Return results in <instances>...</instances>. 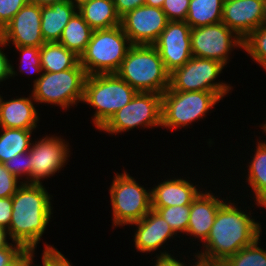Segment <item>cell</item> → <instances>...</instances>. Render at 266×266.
I'll return each mask as SVG.
<instances>
[{
  "label": "cell",
  "mask_w": 266,
  "mask_h": 266,
  "mask_svg": "<svg viewBox=\"0 0 266 266\" xmlns=\"http://www.w3.org/2000/svg\"><path fill=\"white\" fill-rule=\"evenodd\" d=\"M22 182L12 196V218L7 229L12 241L35 250L51 218L50 195L42 184Z\"/></svg>",
  "instance_id": "6da1fadb"
},
{
  "label": "cell",
  "mask_w": 266,
  "mask_h": 266,
  "mask_svg": "<svg viewBox=\"0 0 266 266\" xmlns=\"http://www.w3.org/2000/svg\"><path fill=\"white\" fill-rule=\"evenodd\" d=\"M261 226L231 203H224L218 210L208 238L204 241V253L199 256L224 262L240 249L259 240Z\"/></svg>",
  "instance_id": "7a4b0ae2"
},
{
  "label": "cell",
  "mask_w": 266,
  "mask_h": 266,
  "mask_svg": "<svg viewBox=\"0 0 266 266\" xmlns=\"http://www.w3.org/2000/svg\"><path fill=\"white\" fill-rule=\"evenodd\" d=\"M116 74L137 92L162 95L170 86V73L153 45H132Z\"/></svg>",
  "instance_id": "3957f363"
},
{
  "label": "cell",
  "mask_w": 266,
  "mask_h": 266,
  "mask_svg": "<svg viewBox=\"0 0 266 266\" xmlns=\"http://www.w3.org/2000/svg\"><path fill=\"white\" fill-rule=\"evenodd\" d=\"M136 93L137 91L116 73L93 74L86 78L83 102L97 109L93 121L96 127L101 129Z\"/></svg>",
  "instance_id": "277c9868"
},
{
  "label": "cell",
  "mask_w": 266,
  "mask_h": 266,
  "mask_svg": "<svg viewBox=\"0 0 266 266\" xmlns=\"http://www.w3.org/2000/svg\"><path fill=\"white\" fill-rule=\"evenodd\" d=\"M131 46L121 25L93 30L91 39L80 56V64L87 75L116 73Z\"/></svg>",
  "instance_id": "5b68a950"
},
{
  "label": "cell",
  "mask_w": 266,
  "mask_h": 266,
  "mask_svg": "<svg viewBox=\"0 0 266 266\" xmlns=\"http://www.w3.org/2000/svg\"><path fill=\"white\" fill-rule=\"evenodd\" d=\"M87 73L80 62L60 72H43L34 80L33 100L57 104L62 108L83 101Z\"/></svg>",
  "instance_id": "8992f818"
},
{
  "label": "cell",
  "mask_w": 266,
  "mask_h": 266,
  "mask_svg": "<svg viewBox=\"0 0 266 266\" xmlns=\"http://www.w3.org/2000/svg\"><path fill=\"white\" fill-rule=\"evenodd\" d=\"M221 98L214 92L174 91L162 94L161 126L176 129L203 118Z\"/></svg>",
  "instance_id": "52a82bcc"
},
{
  "label": "cell",
  "mask_w": 266,
  "mask_h": 266,
  "mask_svg": "<svg viewBox=\"0 0 266 266\" xmlns=\"http://www.w3.org/2000/svg\"><path fill=\"white\" fill-rule=\"evenodd\" d=\"M109 191L115 226L132 225L152 209L151 191L139 186L127 172L115 175Z\"/></svg>",
  "instance_id": "ba28073f"
},
{
  "label": "cell",
  "mask_w": 266,
  "mask_h": 266,
  "mask_svg": "<svg viewBox=\"0 0 266 266\" xmlns=\"http://www.w3.org/2000/svg\"><path fill=\"white\" fill-rule=\"evenodd\" d=\"M223 67L224 65L219 61L192 56L182 67L170 73L169 88L183 92H214L223 98L231 87L221 82H212L219 76Z\"/></svg>",
  "instance_id": "9c48e42d"
},
{
  "label": "cell",
  "mask_w": 266,
  "mask_h": 266,
  "mask_svg": "<svg viewBox=\"0 0 266 266\" xmlns=\"http://www.w3.org/2000/svg\"><path fill=\"white\" fill-rule=\"evenodd\" d=\"M162 95L137 92L134 98L119 109L100 129L108 133H120L137 126H161Z\"/></svg>",
  "instance_id": "30bf717a"
},
{
  "label": "cell",
  "mask_w": 266,
  "mask_h": 266,
  "mask_svg": "<svg viewBox=\"0 0 266 266\" xmlns=\"http://www.w3.org/2000/svg\"><path fill=\"white\" fill-rule=\"evenodd\" d=\"M233 33L235 32L222 22L191 28L192 55L198 58L213 59L226 65L227 54L231 48L233 46L243 48V39Z\"/></svg>",
  "instance_id": "8fae6325"
},
{
  "label": "cell",
  "mask_w": 266,
  "mask_h": 266,
  "mask_svg": "<svg viewBox=\"0 0 266 266\" xmlns=\"http://www.w3.org/2000/svg\"><path fill=\"white\" fill-rule=\"evenodd\" d=\"M169 20L161 8L142 5L121 17V26L132 45H153Z\"/></svg>",
  "instance_id": "7c38bea8"
},
{
  "label": "cell",
  "mask_w": 266,
  "mask_h": 266,
  "mask_svg": "<svg viewBox=\"0 0 266 266\" xmlns=\"http://www.w3.org/2000/svg\"><path fill=\"white\" fill-rule=\"evenodd\" d=\"M190 38L191 27L185 21H169L153 44L169 73L192 58Z\"/></svg>",
  "instance_id": "4fadbf2b"
},
{
  "label": "cell",
  "mask_w": 266,
  "mask_h": 266,
  "mask_svg": "<svg viewBox=\"0 0 266 266\" xmlns=\"http://www.w3.org/2000/svg\"><path fill=\"white\" fill-rule=\"evenodd\" d=\"M0 39L5 45L13 42L15 47H41L45 41L41 32V6L28 3L0 31Z\"/></svg>",
  "instance_id": "5bb4252c"
},
{
  "label": "cell",
  "mask_w": 266,
  "mask_h": 266,
  "mask_svg": "<svg viewBox=\"0 0 266 266\" xmlns=\"http://www.w3.org/2000/svg\"><path fill=\"white\" fill-rule=\"evenodd\" d=\"M58 137H45L30 146L31 176L30 184H41V178H47L64 166L68 160L69 149ZM50 175V176H49Z\"/></svg>",
  "instance_id": "9a60e30c"
},
{
  "label": "cell",
  "mask_w": 266,
  "mask_h": 266,
  "mask_svg": "<svg viewBox=\"0 0 266 266\" xmlns=\"http://www.w3.org/2000/svg\"><path fill=\"white\" fill-rule=\"evenodd\" d=\"M264 0H224L222 23L245 39L263 25Z\"/></svg>",
  "instance_id": "2e32d148"
},
{
  "label": "cell",
  "mask_w": 266,
  "mask_h": 266,
  "mask_svg": "<svg viewBox=\"0 0 266 266\" xmlns=\"http://www.w3.org/2000/svg\"><path fill=\"white\" fill-rule=\"evenodd\" d=\"M132 224L138 226L134 239L135 247L143 253L157 250L175 234L164 218L153 209L140 221Z\"/></svg>",
  "instance_id": "e0dca14e"
},
{
  "label": "cell",
  "mask_w": 266,
  "mask_h": 266,
  "mask_svg": "<svg viewBox=\"0 0 266 266\" xmlns=\"http://www.w3.org/2000/svg\"><path fill=\"white\" fill-rule=\"evenodd\" d=\"M209 192L199 193L190 204L189 224L187 234L201 238L205 241L208 238L215 216L219 208L224 204Z\"/></svg>",
  "instance_id": "ac0fdd59"
},
{
  "label": "cell",
  "mask_w": 266,
  "mask_h": 266,
  "mask_svg": "<svg viewBox=\"0 0 266 266\" xmlns=\"http://www.w3.org/2000/svg\"><path fill=\"white\" fill-rule=\"evenodd\" d=\"M201 191L183 179L164 181L151 190L152 207L190 205Z\"/></svg>",
  "instance_id": "d6986e66"
},
{
  "label": "cell",
  "mask_w": 266,
  "mask_h": 266,
  "mask_svg": "<svg viewBox=\"0 0 266 266\" xmlns=\"http://www.w3.org/2000/svg\"><path fill=\"white\" fill-rule=\"evenodd\" d=\"M38 120V114L30 98L22 97L5 102L0 96L1 127L34 130Z\"/></svg>",
  "instance_id": "ffe728a7"
},
{
  "label": "cell",
  "mask_w": 266,
  "mask_h": 266,
  "mask_svg": "<svg viewBox=\"0 0 266 266\" xmlns=\"http://www.w3.org/2000/svg\"><path fill=\"white\" fill-rule=\"evenodd\" d=\"M76 9L70 0L41 7V32L45 43L60 40L66 24L76 13Z\"/></svg>",
  "instance_id": "44dd1931"
},
{
  "label": "cell",
  "mask_w": 266,
  "mask_h": 266,
  "mask_svg": "<svg viewBox=\"0 0 266 266\" xmlns=\"http://www.w3.org/2000/svg\"><path fill=\"white\" fill-rule=\"evenodd\" d=\"M77 9L93 30L121 25V17L116 12L114 0H90Z\"/></svg>",
  "instance_id": "7402d4cb"
},
{
  "label": "cell",
  "mask_w": 266,
  "mask_h": 266,
  "mask_svg": "<svg viewBox=\"0 0 266 266\" xmlns=\"http://www.w3.org/2000/svg\"><path fill=\"white\" fill-rule=\"evenodd\" d=\"M40 62L44 72H60L75 67L80 57L59 42H47L40 47Z\"/></svg>",
  "instance_id": "603a6c76"
},
{
  "label": "cell",
  "mask_w": 266,
  "mask_h": 266,
  "mask_svg": "<svg viewBox=\"0 0 266 266\" xmlns=\"http://www.w3.org/2000/svg\"><path fill=\"white\" fill-rule=\"evenodd\" d=\"M92 32L93 29L76 11L66 24L58 42L80 57L91 39Z\"/></svg>",
  "instance_id": "cb8c5ba5"
},
{
  "label": "cell",
  "mask_w": 266,
  "mask_h": 266,
  "mask_svg": "<svg viewBox=\"0 0 266 266\" xmlns=\"http://www.w3.org/2000/svg\"><path fill=\"white\" fill-rule=\"evenodd\" d=\"M224 0H190L185 22L196 28L222 21Z\"/></svg>",
  "instance_id": "d4e9b609"
},
{
  "label": "cell",
  "mask_w": 266,
  "mask_h": 266,
  "mask_svg": "<svg viewBox=\"0 0 266 266\" xmlns=\"http://www.w3.org/2000/svg\"><path fill=\"white\" fill-rule=\"evenodd\" d=\"M0 134V162L5 163L16 154L30 150V136L33 130L3 128Z\"/></svg>",
  "instance_id": "484cf974"
},
{
  "label": "cell",
  "mask_w": 266,
  "mask_h": 266,
  "mask_svg": "<svg viewBox=\"0 0 266 266\" xmlns=\"http://www.w3.org/2000/svg\"><path fill=\"white\" fill-rule=\"evenodd\" d=\"M248 182L258 205L266 207V143L257 145L256 153L249 166Z\"/></svg>",
  "instance_id": "4316f807"
},
{
  "label": "cell",
  "mask_w": 266,
  "mask_h": 266,
  "mask_svg": "<svg viewBox=\"0 0 266 266\" xmlns=\"http://www.w3.org/2000/svg\"><path fill=\"white\" fill-rule=\"evenodd\" d=\"M258 240L240 249L236 254L227 258L225 266H266V250L258 247Z\"/></svg>",
  "instance_id": "83f0119b"
},
{
  "label": "cell",
  "mask_w": 266,
  "mask_h": 266,
  "mask_svg": "<svg viewBox=\"0 0 266 266\" xmlns=\"http://www.w3.org/2000/svg\"><path fill=\"white\" fill-rule=\"evenodd\" d=\"M243 48L261 66L266 69V25L252 31L244 40Z\"/></svg>",
  "instance_id": "f1b7e54d"
},
{
  "label": "cell",
  "mask_w": 266,
  "mask_h": 266,
  "mask_svg": "<svg viewBox=\"0 0 266 266\" xmlns=\"http://www.w3.org/2000/svg\"><path fill=\"white\" fill-rule=\"evenodd\" d=\"M169 224L174 233L187 232L189 224L190 205H177L169 207H152Z\"/></svg>",
  "instance_id": "f546056e"
},
{
  "label": "cell",
  "mask_w": 266,
  "mask_h": 266,
  "mask_svg": "<svg viewBox=\"0 0 266 266\" xmlns=\"http://www.w3.org/2000/svg\"><path fill=\"white\" fill-rule=\"evenodd\" d=\"M31 154L28 152L16 154L4 163L6 169L17 178L19 176H31Z\"/></svg>",
  "instance_id": "4dcf8cb0"
},
{
  "label": "cell",
  "mask_w": 266,
  "mask_h": 266,
  "mask_svg": "<svg viewBox=\"0 0 266 266\" xmlns=\"http://www.w3.org/2000/svg\"><path fill=\"white\" fill-rule=\"evenodd\" d=\"M190 0H165L162 10L169 21H185Z\"/></svg>",
  "instance_id": "1f68e13d"
},
{
  "label": "cell",
  "mask_w": 266,
  "mask_h": 266,
  "mask_svg": "<svg viewBox=\"0 0 266 266\" xmlns=\"http://www.w3.org/2000/svg\"><path fill=\"white\" fill-rule=\"evenodd\" d=\"M29 0H0V31Z\"/></svg>",
  "instance_id": "d6a6232c"
},
{
  "label": "cell",
  "mask_w": 266,
  "mask_h": 266,
  "mask_svg": "<svg viewBox=\"0 0 266 266\" xmlns=\"http://www.w3.org/2000/svg\"><path fill=\"white\" fill-rule=\"evenodd\" d=\"M17 50L20 51V53H22L21 57L22 59V65L23 67H29L28 70H30V72L28 73H32V72H41L42 68H41V62H40V47H32V46H22V47H16ZM30 65V66H29ZM27 69V68H26ZM25 69V70H26ZM24 69L22 68L21 71H23Z\"/></svg>",
  "instance_id": "836d02e7"
},
{
  "label": "cell",
  "mask_w": 266,
  "mask_h": 266,
  "mask_svg": "<svg viewBox=\"0 0 266 266\" xmlns=\"http://www.w3.org/2000/svg\"><path fill=\"white\" fill-rule=\"evenodd\" d=\"M18 178L10 173L5 165L0 162V198L12 197L20 185H18Z\"/></svg>",
  "instance_id": "e575fe53"
},
{
  "label": "cell",
  "mask_w": 266,
  "mask_h": 266,
  "mask_svg": "<svg viewBox=\"0 0 266 266\" xmlns=\"http://www.w3.org/2000/svg\"><path fill=\"white\" fill-rule=\"evenodd\" d=\"M42 257L43 266H71L64 255L50 245H46Z\"/></svg>",
  "instance_id": "d590c367"
},
{
  "label": "cell",
  "mask_w": 266,
  "mask_h": 266,
  "mask_svg": "<svg viewBox=\"0 0 266 266\" xmlns=\"http://www.w3.org/2000/svg\"><path fill=\"white\" fill-rule=\"evenodd\" d=\"M12 218V197L0 198V226L8 229Z\"/></svg>",
  "instance_id": "8d00e7d4"
},
{
  "label": "cell",
  "mask_w": 266,
  "mask_h": 266,
  "mask_svg": "<svg viewBox=\"0 0 266 266\" xmlns=\"http://www.w3.org/2000/svg\"><path fill=\"white\" fill-rule=\"evenodd\" d=\"M23 250L24 248L17 243L14 246L10 244L7 248L0 249V266L11 263Z\"/></svg>",
  "instance_id": "74e56055"
},
{
  "label": "cell",
  "mask_w": 266,
  "mask_h": 266,
  "mask_svg": "<svg viewBox=\"0 0 266 266\" xmlns=\"http://www.w3.org/2000/svg\"><path fill=\"white\" fill-rule=\"evenodd\" d=\"M114 4L117 14L122 17L127 12L145 5V0H114Z\"/></svg>",
  "instance_id": "f35d334b"
},
{
  "label": "cell",
  "mask_w": 266,
  "mask_h": 266,
  "mask_svg": "<svg viewBox=\"0 0 266 266\" xmlns=\"http://www.w3.org/2000/svg\"><path fill=\"white\" fill-rule=\"evenodd\" d=\"M0 45L2 47L6 46L5 43L0 39ZM13 66L9 63L5 53L0 49V82L7 79L9 76L15 75V71H13Z\"/></svg>",
  "instance_id": "ab89813d"
},
{
  "label": "cell",
  "mask_w": 266,
  "mask_h": 266,
  "mask_svg": "<svg viewBox=\"0 0 266 266\" xmlns=\"http://www.w3.org/2000/svg\"><path fill=\"white\" fill-rule=\"evenodd\" d=\"M34 250L24 249L11 263L5 266H32Z\"/></svg>",
  "instance_id": "60d3db41"
},
{
  "label": "cell",
  "mask_w": 266,
  "mask_h": 266,
  "mask_svg": "<svg viewBox=\"0 0 266 266\" xmlns=\"http://www.w3.org/2000/svg\"><path fill=\"white\" fill-rule=\"evenodd\" d=\"M155 266H186L183 262L177 261L168 253H161L160 256L157 257Z\"/></svg>",
  "instance_id": "b9f144b4"
},
{
  "label": "cell",
  "mask_w": 266,
  "mask_h": 266,
  "mask_svg": "<svg viewBox=\"0 0 266 266\" xmlns=\"http://www.w3.org/2000/svg\"><path fill=\"white\" fill-rule=\"evenodd\" d=\"M198 261L193 266H225L223 262L221 261H215V260H209L205 259L199 255H196Z\"/></svg>",
  "instance_id": "7bdbcfd3"
},
{
  "label": "cell",
  "mask_w": 266,
  "mask_h": 266,
  "mask_svg": "<svg viewBox=\"0 0 266 266\" xmlns=\"http://www.w3.org/2000/svg\"><path fill=\"white\" fill-rule=\"evenodd\" d=\"M6 233H8L7 229L0 226V249L7 248L10 245V244H8V242L6 240L7 239Z\"/></svg>",
  "instance_id": "ee69618b"
},
{
  "label": "cell",
  "mask_w": 266,
  "mask_h": 266,
  "mask_svg": "<svg viewBox=\"0 0 266 266\" xmlns=\"http://www.w3.org/2000/svg\"><path fill=\"white\" fill-rule=\"evenodd\" d=\"M64 0H29L30 3L37 4L41 7L43 6H51L53 3H59Z\"/></svg>",
  "instance_id": "f6af8a7d"
},
{
  "label": "cell",
  "mask_w": 266,
  "mask_h": 266,
  "mask_svg": "<svg viewBox=\"0 0 266 266\" xmlns=\"http://www.w3.org/2000/svg\"><path fill=\"white\" fill-rule=\"evenodd\" d=\"M165 0H145V5L150 7L162 8Z\"/></svg>",
  "instance_id": "bcb514c9"
},
{
  "label": "cell",
  "mask_w": 266,
  "mask_h": 266,
  "mask_svg": "<svg viewBox=\"0 0 266 266\" xmlns=\"http://www.w3.org/2000/svg\"><path fill=\"white\" fill-rule=\"evenodd\" d=\"M77 8L90 0H70Z\"/></svg>",
  "instance_id": "7dc6e473"
},
{
  "label": "cell",
  "mask_w": 266,
  "mask_h": 266,
  "mask_svg": "<svg viewBox=\"0 0 266 266\" xmlns=\"http://www.w3.org/2000/svg\"><path fill=\"white\" fill-rule=\"evenodd\" d=\"M263 24L266 25V0H264V20H263Z\"/></svg>",
  "instance_id": "c3c4849f"
},
{
  "label": "cell",
  "mask_w": 266,
  "mask_h": 266,
  "mask_svg": "<svg viewBox=\"0 0 266 266\" xmlns=\"http://www.w3.org/2000/svg\"><path fill=\"white\" fill-rule=\"evenodd\" d=\"M264 132H266V124L263 125Z\"/></svg>",
  "instance_id": "681fc988"
}]
</instances>
